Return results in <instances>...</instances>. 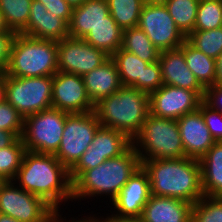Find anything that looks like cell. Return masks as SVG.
Instances as JSON below:
<instances>
[{
    "label": "cell",
    "mask_w": 222,
    "mask_h": 222,
    "mask_svg": "<svg viewBox=\"0 0 222 222\" xmlns=\"http://www.w3.org/2000/svg\"><path fill=\"white\" fill-rule=\"evenodd\" d=\"M16 179L19 187L42 197L55 210L63 200L72 199L69 170L55 155L25 151Z\"/></svg>",
    "instance_id": "cell-1"
},
{
    "label": "cell",
    "mask_w": 222,
    "mask_h": 222,
    "mask_svg": "<svg viewBox=\"0 0 222 222\" xmlns=\"http://www.w3.org/2000/svg\"><path fill=\"white\" fill-rule=\"evenodd\" d=\"M18 137L7 130H0V148L10 146Z\"/></svg>",
    "instance_id": "cell-40"
},
{
    "label": "cell",
    "mask_w": 222,
    "mask_h": 222,
    "mask_svg": "<svg viewBox=\"0 0 222 222\" xmlns=\"http://www.w3.org/2000/svg\"><path fill=\"white\" fill-rule=\"evenodd\" d=\"M138 27L160 52L177 49L186 41L161 0H147Z\"/></svg>",
    "instance_id": "cell-11"
},
{
    "label": "cell",
    "mask_w": 222,
    "mask_h": 222,
    "mask_svg": "<svg viewBox=\"0 0 222 222\" xmlns=\"http://www.w3.org/2000/svg\"><path fill=\"white\" fill-rule=\"evenodd\" d=\"M111 58L117 66L122 86H131L150 94L164 85L158 61L145 62L135 54L121 48Z\"/></svg>",
    "instance_id": "cell-13"
},
{
    "label": "cell",
    "mask_w": 222,
    "mask_h": 222,
    "mask_svg": "<svg viewBox=\"0 0 222 222\" xmlns=\"http://www.w3.org/2000/svg\"><path fill=\"white\" fill-rule=\"evenodd\" d=\"M100 126L94 111L68 113L55 157L70 170L91 145L95 132Z\"/></svg>",
    "instance_id": "cell-9"
},
{
    "label": "cell",
    "mask_w": 222,
    "mask_h": 222,
    "mask_svg": "<svg viewBox=\"0 0 222 222\" xmlns=\"http://www.w3.org/2000/svg\"><path fill=\"white\" fill-rule=\"evenodd\" d=\"M20 33L32 38L57 42L69 37L68 24L47 11L46 7L37 0H32L27 26Z\"/></svg>",
    "instance_id": "cell-20"
},
{
    "label": "cell",
    "mask_w": 222,
    "mask_h": 222,
    "mask_svg": "<svg viewBox=\"0 0 222 222\" xmlns=\"http://www.w3.org/2000/svg\"><path fill=\"white\" fill-rule=\"evenodd\" d=\"M14 180L0 183V214L19 222H50L54 208L42 197L15 187Z\"/></svg>",
    "instance_id": "cell-10"
},
{
    "label": "cell",
    "mask_w": 222,
    "mask_h": 222,
    "mask_svg": "<svg viewBox=\"0 0 222 222\" xmlns=\"http://www.w3.org/2000/svg\"><path fill=\"white\" fill-rule=\"evenodd\" d=\"M14 31L0 32V74H4L9 62V56L11 53V47L15 36Z\"/></svg>",
    "instance_id": "cell-37"
},
{
    "label": "cell",
    "mask_w": 222,
    "mask_h": 222,
    "mask_svg": "<svg viewBox=\"0 0 222 222\" xmlns=\"http://www.w3.org/2000/svg\"><path fill=\"white\" fill-rule=\"evenodd\" d=\"M198 110L202 113L205 125L213 140L222 142V113L211 108L204 101L201 102Z\"/></svg>",
    "instance_id": "cell-36"
},
{
    "label": "cell",
    "mask_w": 222,
    "mask_h": 222,
    "mask_svg": "<svg viewBox=\"0 0 222 222\" xmlns=\"http://www.w3.org/2000/svg\"><path fill=\"white\" fill-rule=\"evenodd\" d=\"M25 151L21 137L10 146L0 148V179L2 181L13 180L16 177Z\"/></svg>",
    "instance_id": "cell-32"
},
{
    "label": "cell",
    "mask_w": 222,
    "mask_h": 222,
    "mask_svg": "<svg viewBox=\"0 0 222 222\" xmlns=\"http://www.w3.org/2000/svg\"><path fill=\"white\" fill-rule=\"evenodd\" d=\"M131 145L132 140L123 132L100 126L95 132L91 145L69 170L71 181L82 171L95 168L106 159L122 155Z\"/></svg>",
    "instance_id": "cell-12"
},
{
    "label": "cell",
    "mask_w": 222,
    "mask_h": 222,
    "mask_svg": "<svg viewBox=\"0 0 222 222\" xmlns=\"http://www.w3.org/2000/svg\"><path fill=\"white\" fill-rule=\"evenodd\" d=\"M41 2L50 13L63 19L67 24H69L72 7L65 0H37Z\"/></svg>",
    "instance_id": "cell-38"
},
{
    "label": "cell",
    "mask_w": 222,
    "mask_h": 222,
    "mask_svg": "<svg viewBox=\"0 0 222 222\" xmlns=\"http://www.w3.org/2000/svg\"><path fill=\"white\" fill-rule=\"evenodd\" d=\"M121 49L135 54L148 63L159 60L160 51L138 26L123 30Z\"/></svg>",
    "instance_id": "cell-27"
},
{
    "label": "cell",
    "mask_w": 222,
    "mask_h": 222,
    "mask_svg": "<svg viewBox=\"0 0 222 222\" xmlns=\"http://www.w3.org/2000/svg\"><path fill=\"white\" fill-rule=\"evenodd\" d=\"M199 162L203 194L222 197V142H215Z\"/></svg>",
    "instance_id": "cell-24"
},
{
    "label": "cell",
    "mask_w": 222,
    "mask_h": 222,
    "mask_svg": "<svg viewBox=\"0 0 222 222\" xmlns=\"http://www.w3.org/2000/svg\"><path fill=\"white\" fill-rule=\"evenodd\" d=\"M72 8L80 7L86 0H65Z\"/></svg>",
    "instance_id": "cell-46"
},
{
    "label": "cell",
    "mask_w": 222,
    "mask_h": 222,
    "mask_svg": "<svg viewBox=\"0 0 222 222\" xmlns=\"http://www.w3.org/2000/svg\"><path fill=\"white\" fill-rule=\"evenodd\" d=\"M12 31L8 28L3 13L0 11V32Z\"/></svg>",
    "instance_id": "cell-45"
},
{
    "label": "cell",
    "mask_w": 222,
    "mask_h": 222,
    "mask_svg": "<svg viewBox=\"0 0 222 222\" xmlns=\"http://www.w3.org/2000/svg\"><path fill=\"white\" fill-rule=\"evenodd\" d=\"M186 40L208 57L216 59L222 53V27L194 30Z\"/></svg>",
    "instance_id": "cell-31"
},
{
    "label": "cell",
    "mask_w": 222,
    "mask_h": 222,
    "mask_svg": "<svg viewBox=\"0 0 222 222\" xmlns=\"http://www.w3.org/2000/svg\"><path fill=\"white\" fill-rule=\"evenodd\" d=\"M59 210L57 209V210H54V212H53V214H52V217H51V220H50V222H63L62 221V219L60 218V220H59V215L60 214H58L59 212H58ZM72 222H106V220H99V219H96L95 217L93 218V217H89L88 219L86 218V219H80V220H73Z\"/></svg>",
    "instance_id": "cell-43"
},
{
    "label": "cell",
    "mask_w": 222,
    "mask_h": 222,
    "mask_svg": "<svg viewBox=\"0 0 222 222\" xmlns=\"http://www.w3.org/2000/svg\"><path fill=\"white\" fill-rule=\"evenodd\" d=\"M109 14L106 0H86L80 7L72 9L69 37L84 39L95 26L109 22Z\"/></svg>",
    "instance_id": "cell-22"
},
{
    "label": "cell",
    "mask_w": 222,
    "mask_h": 222,
    "mask_svg": "<svg viewBox=\"0 0 222 222\" xmlns=\"http://www.w3.org/2000/svg\"><path fill=\"white\" fill-rule=\"evenodd\" d=\"M123 29H121L109 14V22L95 26L85 36L84 40L95 48L102 49L112 56L121 48Z\"/></svg>",
    "instance_id": "cell-26"
},
{
    "label": "cell",
    "mask_w": 222,
    "mask_h": 222,
    "mask_svg": "<svg viewBox=\"0 0 222 222\" xmlns=\"http://www.w3.org/2000/svg\"><path fill=\"white\" fill-rule=\"evenodd\" d=\"M222 27V0H200L194 30Z\"/></svg>",
    "instance_id": "cell-33"
},
{
    "label": "cell",
    "mask_w": 222,
    "mask_h": 222,
    "mask_svg": "<svg viewBox=\"0 0 222 222\" xmlns=\"http://www.w3.org/2000/svg\"><path fill=\"white\" fill-rule=\"evenodd\" d=\"M150 182L146 171L141 166L122 187L121 191L112 200L119 217H139L149 200Z\"/></svg>",
    "instance_id": "cell-17"
},
{
    "label": "cell",
    "mask_w": 222,
    "mask_h": 222,
    "mask_svg": "<svg viewBox=\"0 0 222 222\" xmlns=\"http://www.w3.org/2000/svg\"><path fill=\"white\" fill-rule=\"evenodd\" d=\"M94 113L102 127L123 132L133 140L150 114L149 94L122 86L99 100L94 105Z\"/></svg>",
    "instance_id": "cell-4"
},
{
    "label": "cell",
    "mask_w": 222,
    "mask_h": 222,
    "mask_svg": "<svg viewBox=\"0 0 222 222\" xmlns=\"http://www.w3.org/2000/svg\"><path fill=\"white\" fill-rule=\"evenodd\" d=\"M82 79L87 95L94 105L122 87L117 66L111 57L99 67L83 75Z\"/></svg>",
    "instance_id": "cell-23"
},
{
    "label": "cell",
    "mask_w": 222,
    "mask_h": 222,
    "mask_svg": "<svg viewBox=\"0 0 222 222\" xmlns=\"http://www.w3.org/2000/svg\"><path fill=\"white\" fill-rule=\"evenodd\" d=\"M185 157L200 160L215 141L205 125L202 113L196 110L177 119Z\"/></svg>",
    "instance_id": "cell-18"
},
{
    "label": "cell",
    "mask_w": 222,
    "mask_h": 222,
    "mask_svg": "<svg viewBox=\"0 0 222 222\" xmlns=\"http://www.w3.org/2000/svg\"><path fill=\"white\" fill-rule=\"evenodd\" d=\"M53 76L12 77L4 74L5 100L24 118L52 108Z\"/></svg>",
    "instance_id": "cell-7"
},
{
    "label": "cell",
    "mask_w": 222,
    "mask_h": 222,
    "mask_svg": "<svg viewBox=\"0 0 222 222\" xmlns=\"http://www.w3.org/2000/svg\"><path fill=\"white\" fill-rule=\"evenodd\" d=\"M0 222H19V221L8 215L0 214Z\"/></svg>",
    "instance_id": "cell-47"
},
{
    "label": "cell",
    "mask_w": 222,
    "mask_h": 222,
    "mask_svg": "<svg viewBox=\"0 0 222 222\" xmlns=\"http://www.w3.org/2000/svg\"><path fill=\"white\" fill-rule=\"evenodd\" d=\"M191 222H222V197L204 195L192 204Z\"/></svg>",
    "instance_id": "cell-34"
},
{
    "label": "cell",
    "mask_w": 222,
    "mask_h": 222,
    "mask_svg": "<svg viewBox=\"0 0 222 222\" xmlns=\"http://www.w3.org/2000/svg\"><path fill=\"white\" fill-rule=\"evenodd\" d=\"M140 167V157L131 145L122 155L106 159L97 167L82 171L72 181V199L109 194L112 201Z\"/></svg>",
    "instance_id": "cell-3"
},
{
    "label": "cell",
    "mask_w": 222,
    "mask_h": 222,
    "mask_svg": "<svg viewBox=\"0 0 222 222\" xmlns=\"http://www.w3.org/2000/svg\"><path fill=\"white\" fill-rule=\"evenodd\" d=\"M58 42L17 33L4 72L12 77L53 76L57 71Z\"/></svg>",
    "instance_id": "cell-5"
},
{
    "label": "cell",
    "mask_w": 222,
    "mask_h": 222,
    "mask_svg": "<svg viewBox=\"0 0 222 222\" xmlns=\"http://www.w3.org/2000/svg\"><path fill=\"white\" fill-rule=\"evenodd\" d=\"M52 108L72 113L94 111L82 76L57 71L52 82Z\"/></svg>",
    "instance_id": "cell-16"
},
{
    "label": "cell",
    "mask_w": 222,
    "mask_h": 222,
    "mask_svg": "<svg viewBox=\"0 0 222 222\" xmlns=\"http://www.w3.org/2000/svg\"><path fill=\"white\" fill-rule=\"evenodd\" d=\"M177 28L187 38L193 31L200 0H161Z\"/></svg>",
    "instance_id": "cell-28"
},
{
    "label": "cell",
    "mask_w": 222,
    "mask_h": 222,
    "mask_svg": "<svg viewBox=\"0 0 222 222\" xmlns=\"http://www.w3.org/2000/svg\"><path fill=\"white\" fill-rule=\"evenodd\" d=\"M0 130L10 131L18 138L24 130V117L6 100L0 103Z\"/></svg>",
    "instance_id": "cell-35"
},
{
    "label": "cell",
    "mask_w": 222,
    "mask_h": 222,
    "mask_svg": "<svg viewBox=\"0 0 222 222\" xmlns=\"http://www.w3.org/2000/svg\"><path fill=\"white\" fill-rule=\"evenodd\" d=\"M106 222H144L142 217H119V216H110L107 217Z\"/></svg>",
    "instance_id": "cell-42"
},
{
    "label": "cell",
    "mask_w": 222,
    "mask_h": 222,
    "mask_svg": "<svg viewBox=\"0 0 222 222\" xmlns=\"http://www.w3.org/2000/svg\"><path fill=\"white\" fill-rule=\"evenodd\" d=\"M215 84L222 85V53L215 59Z\"/></svg>",
    "instance_id": "cell-41"
},
{
    "label": "cell",
    "mask_w": 222,
    "mask_h": 222,
    "mask_svg": "<svg viewBox=\"0 0 222 222\" xmlns=\"http://www.w3.org/2000/svg\"><path fill=\"white\" fill-rule=\"evenodd\" d=\"M158 62L164 85L189 89L204 98L205 88L188 68L184 54L179 48L160 52Z\"/></svg>",
    "instance_id": "cell-19"
},
{
    "label": "cell",
    "mask_w": 222,
    "mask_h": 222,
    "mask_svg": "<svg viewBox=\"0 0 222 222\" xmlns=\"http://www.w3.org/2000/svg\"><path fill=\"white\" fill-rule=\"evenodd\" d=\"M202 101L195 91L163 85L149 94L150 114L158 118L177 120L198 110Z\"/></svg>",
    "instance_id": "cell-15"
},
{
    "label": "cell",
    "mask_w": 222,
    "mask_h": 222,
    "mask_svg": "<svg viewBox=\"0 0 222 222\" xmlns=\"http://www.w3.org/2000/svg\"><path fill=\"white\" fill-rule=\"evenodd\" d=\"M109 13L117 25L123 29L137 27L140 13L147 0H106Z\"/></svg>",
    "instance_id": "cell-29"
},
{
    "label": "cell",
    "mask_w": 222,
    "mask_h": 222,
    "mask_svg": "<svg viewBox=\"0 0 222 222\" xmlns=\"http://www.w3.org/2000/svg\"><path fill=\"white\" fill-rule=\"evenodd\" d=\"M191 208L180 199L150 195L141 217L144 222H191Z\"/></svg>",
    "instance_id": "cell-21"
},
{
    "label": "cell",
    "mask_w": 222,
    "mask_h": 222,
    "mask_svg": "<svg viewBox=\"0 0 222 222\" xmlns=\"http://www.w3.org/2000/svg\"><path fill=\"white\" fill-rule=\"evenodd\" d=\"M132 146L140 161L185 157L177 120L158 118L152 114L142 124L140 132L132 140Z\"/></svg>",
    "instance_id": "cell-6"
},
{
    "label": "cell",
    "mask_w": 222,
    "mask_h": 222,
    "mask_svg": "<svg viewBox=\"0 0 222 222\" xmlns=\"http://www.w3.org/2000/svg\"><path fill=\"white\" fill-rule=\"evenodd\" d=\"M111 56L84 39L66 37L58 41V71L83 76L99 67Z\"/></svg>",
    "instance_id": "cell-14"
},
{
    "label": "cell",
    "mask_w": 222,
    "mask_h": 222,
    "mask_svg": "<svg viewBox=\"0 0 222 222\" xmlns=\"http://www.w3.org/2000/svg\"><path fill=\"white\" fill-rule=\"evenodd\" d=\"M154 196L171 197L191 204L204 196L201 185L199 160L182 157L178 159H153L141 161Z\"/></svg>",
    "instance_id": "cell-2"
},
{
    "label": "cell",
    "mask_w": 222,
    "mask_h": 222,
    "mask_svg": "<svg viewBox=\"0 0 222 222\" xmlns=\"http://www.w3.org/2000/svg\"><path fill=\"white\" fill-rule=\"evenodd\" d=\"M67 114L49 108L25 117L21 136L25 150L55 155L62 139Z\"/></svg>",
    "instance_id": "cell-8"
},
{
    "label": "cell",
    "mask_w": 222,
    "mask_h": 222,
    "mask_svg": "<svg viewBox=\"0 0 222 222\" xmlns=\"http://www.w3.org/2000/svg\"><path fill=\"white\" fill-rule=\"evenodd\" d=\"M183 52L188 68L204 87L215 85V59L197 50L187 40L179 47Z\"/></svg>",
    "instance_id": "cell-25"
},
{
    "label": "cell",
    "mask_w": 222,
    "mask_h": 222,
    "mask_svg": "<svg viewBox=\"0 0 222 222\" xmlns=\"http://www.w3.org/2000/svg\"><path fill=\"white\" fill-rule=\"evenodd\" d=\"M5 100L4 74H0V103Z\"/></svg>",
    "instance_id": "cell-44"
},
{
    "label": "cell",
    "mask_w": 222,
    "mask_h": 222,
    "mask_svg": "<svg viewBox=\"0 0 222 222\" xmlns=\"http://www.w3.org/2000/svg\"><path fill=\"white\" fill-rule=\"evenodd\" d=\"M31 3L32 0H0V11L10 30L20 33L27 26Z\"/></svg>",
    "instance_id": "cell-30"
},
{
    "label": "cell",
    "mask_w": 222,
    "mask_h": 222,
    "mask_svg": "<svg viewBox=\"0 0 222 222\" xmlns=\"http://www.w3.org/2000/svg\"><path fill=\"white\" fill-rule=\"evenodd\" d=\"M203 101L211 108L222 113V85H212L205 88Z\"/></svg>",
    "instance_id": "cell-39"
}]
</instances>
